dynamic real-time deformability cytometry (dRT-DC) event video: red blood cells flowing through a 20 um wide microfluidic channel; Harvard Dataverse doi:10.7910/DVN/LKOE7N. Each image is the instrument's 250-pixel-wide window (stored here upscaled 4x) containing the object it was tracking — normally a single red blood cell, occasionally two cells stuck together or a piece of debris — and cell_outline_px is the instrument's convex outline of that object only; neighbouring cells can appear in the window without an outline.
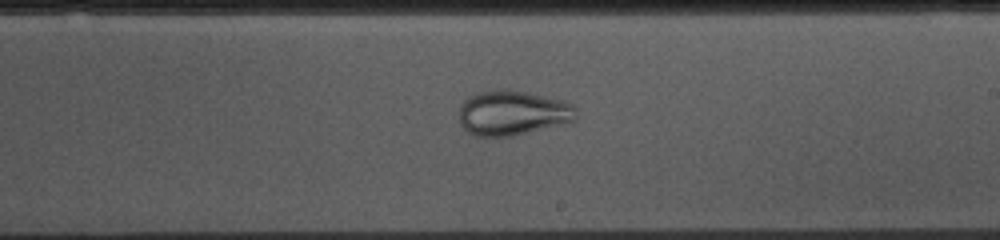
{"species": "common noctule bat (a hibernating species)", "species_latin": "Nyctalus noctula", "temperature_condition": "cold", "stored_images_in_passage": 53, "camera_frame_rate_fps": 3000, "um_per_image_px": 0.085, "animal": {"sex": "female", "body_mass_g": 10.0, "forearm_length_mm": 53.1}, "frame": {"image": 1, "passage_image": 30, "time_ms": 9.667, "image_size_px": [1000, 240], "cell_outline_px": [[576, 116], [572, 120], [512, 136], [476, 136], [468, 132], [460, 124], [460, 104], [464, 100], [476, 92], [524, 92], [564, 100], [572, 104], [576, 108]], "centroid_in_image_um": [43.53, 9.62], "position_along_channel_um": 245.5, "area_um2": 29.54}}
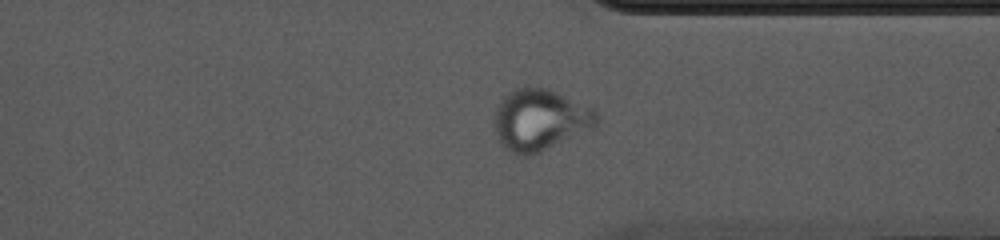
{"frame": {"image": 2, "passage_image": 40, "time_ms": 13.0, "image_size_px": [1000, 240], "cell_outline_px": [[596, 128], [532, 156], [520, 156], [512, 152], [500, 140], [496, 132], [496, 108], [500, 100], [508, 92], [516, 88], [548, 88], [592, 108], [596, 112]], "centroid_in_image_um": [45.94, 10.2], "position_along_channel_um": 365.5, "area_um2": 36.24}}
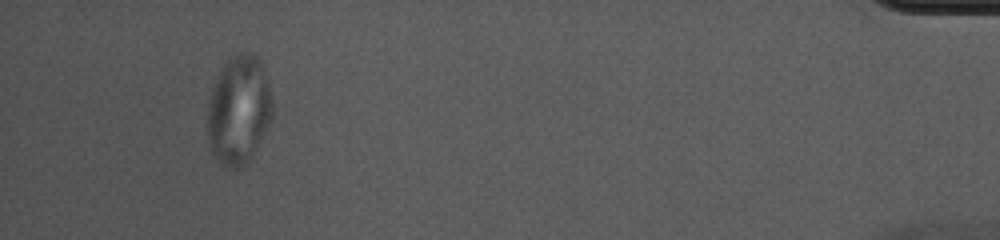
{"frame": {"image": 3, "passage_image": 50, "time_ms": 16.333, "image_size_px": [1000, 240], "cell_outline_px": [[272, 120], [268, 128], [252, 156], [240, 168], [232, 168], [220, 164], [212, 152], [208, 140], [208, 100], [216, 76], [224, 64], [236, 52], [256, 52], [264, 68], [272, 100]], "centroid_in_image_um": [20.3, 9.32], "position_along_channel_um": 414.9, "area_um2": 41.5}}